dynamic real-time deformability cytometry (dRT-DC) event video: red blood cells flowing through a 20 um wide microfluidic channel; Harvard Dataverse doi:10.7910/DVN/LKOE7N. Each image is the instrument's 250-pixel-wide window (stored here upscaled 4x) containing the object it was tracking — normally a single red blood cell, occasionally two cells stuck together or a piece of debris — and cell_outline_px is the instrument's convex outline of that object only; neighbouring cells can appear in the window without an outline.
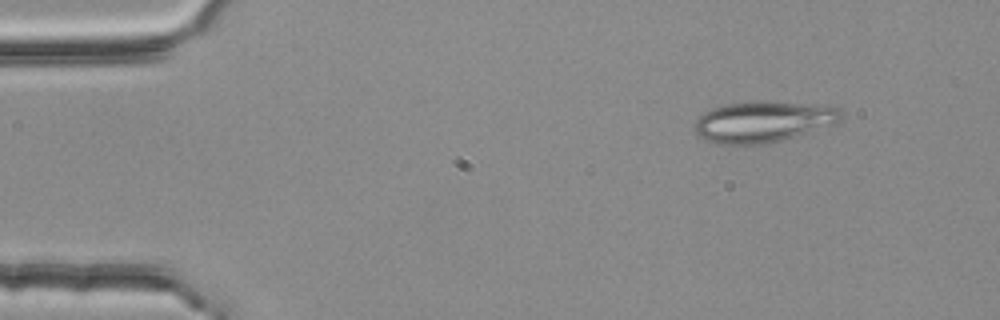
{"species": "common noctule bat (a hibernating species)", "species_latin": "Nyctalus noctula", "temperature_condition": "room temperature", "stored_images_in_passage": 2, "camera_frame_rate_fps": 3000, "um_per_image_px": 0.085, "animal": {"sex": "female", "body_mass_g": 25.1}, "frame": {"image": 1, "passage_image": 1, "time_ms": 0.0, "image_size_px": [1000, 320], "cell_outline_px": [[844, 116], [836, 124], [796, 136], [764, 144], [716, 144], [704, 140], [696, 136], [692, 128], [692, 124], [704, 112], [712, 108], [724, 104], [764, 100], [816, 104], [840, 108]], "centroid_in_image_um": [64.84, 10.34], "position_along_channel_um": 20.2, "area_um2": 35.72}}